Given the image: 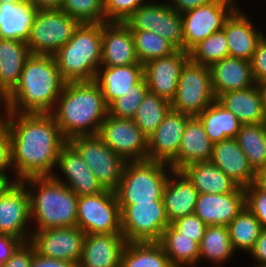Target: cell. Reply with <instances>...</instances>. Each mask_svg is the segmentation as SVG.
I'll return each instance as SVG.
<instances>
[{
    "instance_id": "1",
    "label": "cell",
    "mask_w": 266,
    "mask_h": 267,
    "mask_svg": "<svg viewBox=\"0 0 266 267\" xmlns=\"http://www.w3.org/2000/svg\"><path fill=\"white\" fill-rule=\"evenodd\" d=\"M5 121L16 181L52 176L60 149L67 141L51 113L7 112Z\"/></svg>"
},
{
    "instance_id": "2",
    "label": "cell",
    "mask_w": 266,
    "mask_h": 267,
    "mask_svg": "<svg viewBox=\"0 0 266 267\" xmlns=\"http://www.w3.org/2000/svg\"><path fill=\"white\" fill-rule=\"evenodd\" d=\"M65 83L53 55L31 54L19 84L6 97L7 112L51 113Z\"/></svg>"
},
{
    "instance_id": "3",
    "label": "cell",
    "mask_w": 266,
    "mask_h": 267,
    "mask_svg": "<svg viewBox=\"0 0 266 267\" xmlns=\"http://www.w3.org/2000/svg\"><path fill=\"white\" fill-rule=\"evenodd\" d=\"M107 114L108 106L94 81L66 82L51 112L66 141L98 134Z\"/></svg>"
},
{
    "instance_id": "4",
    "label": "cell",
    "mask_w": 266,
    "mask_h": 267,
    "mask_svg": "<svg viewBox=\"0 0 266 267\" xmlns=\"http://www.w3.org/2000/svg\"><path fill=\"white\" fill-rule=\"evenodd\" d=\"M30 195L32 230L77 226L78 196L52 176L22 180ZM36 226V228H33Z\"/></svg>"
},
{
    "instance_id": "5",
    "label": "cell",
    "mask_w": 266,
    "mask_h": 267,
    "mask_svg": "<svg viewBox=\"0 0 266 267\" xmlns=\"http://www.w3.org/2000/svg\"><path fill=\"white\" fill-rule=\"evenodd\" d=\"M53 56L66 82L94 81L102 61V23L79 24Z\"/></svg>"
},
{
    "instance_id": "6",
    "label": "cell",
    "mask_w": 266,
    "mask_h": 267,
    "mask_svg": "<svg viewBox=\"0 0 266 267\" xmlns=\"http://www.w3.org/2000/svg\"><path fill=\"white\" fill-rule=\"evenodd\" d=\"M173 169L159 161H126L115 193L119 206L163 200V190Z\"/></svg>"
},
{
    "instance_id": "7",
    "label": "cell",
    "mask_w": 266,
    "mask_h": 267,
    "mask_svg": "<svg viewBox=\"0 0 266 267\" xmlns=\"http://www.w3.org/2000/svg\"><path fill=\"white\" fill-rule=\"evenodd\" d=\"M215 100L210 68L189 59L181 69L171 109L191 117L198 116Z\"/></svg>"
},
{
    "instance_id": "8",
    "label": "cell",
    "mask_w": 266,
    "mask_h": 267,
    "mask_svg": "<svg viewBox=\"0 0 266 267\" xmlns=\"http://www.w3.org/2000/svg\"><path fill=\"white\" fill-rule=\"evenodd\" d=\"M79 23L61 9L38 10L26 44L32 55H54Z\"/></svg>"
},
{
    "instance_id": "9",
    "label": "cell",
    "mask_w": 266,
    "mask_h": 267,
    "mask_svg": "<svg viewBox=\"0 0 266 267\" xmlns=\"http://www.w3.org/2000/svg\"><path fill=\"white\" fill-rule=\"evenodd\" d=\"M77 226L85 234H122L116 193L104 190L80 196L77 201Z\"/></svg>"
},
{
    "instance_id": "10",
    "label": "cell",
    "mask_w": 266,
    "mask_h": 267,
    "mask_svg": "<svg viewBox=\"0 0 266 267\" xmlns=\"http://www.w3.org/2000/svg\"><path fill=\"white\" fill-rule=\"evenodd\" d=\"M81 155L104 190L116 191L126 161L96 135L78 136L68 141Z\"/></svg>"
},
{
    "instance_id": "11",
    "label": "cell",
    "mask_w": 266,
    "mask_h": 267,
    "mask_svg": "<svg viewBox=\"0 0 266 267\" xmlns=\"http://www.w3.org/2000/svg\"><path fill=\"white\" fill-rule=\"evenodd\" d=\"M120 213L126 242L159 241L170 225L163 200L120 206Z\"/></svg>"
},
{
    "instance_id": "12",
    "label": "cell",
    "mask_w": 266,
    "mask_h": 267,
    "mask_svg": "<svg viewBox=\"0 0 266 267\" xmlns=\"http://www.w3.org/2000/svg\"><path fill=\"white\" fill-rule=\"evenodd\" d=\"M237 0H212L204 5L181 13L183 50L189 52L195 45L216 31L239 7Z\"/></svg>"
},
{
    "instance_id": "13",
    "label": "cell",
    "mask_w": 266,
    "mask_h": 267,
    "mask_svg": "<svg viewBox=\"0 0 266 267\" xmlns=\"http://www.w3.org/2000/svg\"><path fill=\"white\" fill-rule=\"evenodd\" d=\"M123 23L130 30L154 32L169 41L177 50H183L181 13L166 1H151L137 8Z\"/></svg>"
},
{
    "instance_id": "14",
    "label": "cell",
    "mask_w": 266,
    "mask_h": 267,
    "mask_svg": "<svg viewBox=\"0 0 266 267\" xmlns=\"http://www.w3.org/2000/svg\"><path fill=\"white\" fill-rule=\"evenodd\" d=\"M30 195L22 181L0 185V234L10 235L23 243L32 235Z\"/></svg>"
},
{
    "instance_id": "15",
    "label": "cell",
    "mask_w": 266,
    "mask_h": 267,
    "mask_svg": "<svg viewBox=\"0 0 266 267\" xmlns=\"http://www.w3.org/2000/svg\"><path fill=\"white\" fill-rule=\"evenodd\" d=\"M97 135L125 161L147 160L148 137L132 119L115 118L107 114Z\"/></svg>"
},
{
    "instance_id": "16",
    "label": "cell",
    "mask_w": 266,
    "mask_h": 267,
    "mask_svg": "<svg viewBox=\"0 0 266 267\" xmlns=\"http://www.w3.org/2000/svg\"><path fill=\"white\" fill-rule=\"evenodd\" d=\"M85 235L78 226L32 230L29 242L44 257L72 262L78 266Z\"/></svg>"
},
{
    "instance_id": "17",
    "label": "cell",
    "mask_w": 266,
    "mask_h": 267,
    "mask_svg": "<svg viewBox=\"0 0 266 267\" xmlns=\"http://www.w3.org/2000/svg\"><path fill=\"white\" fill-rule=\"evenodd\" d=\"M56 169H60L64 177ZM55 171L52 177L68 186L78 197L104 191L81 155L68 141L60 149Z\"/></svg>"
},
{
    "instance_id": "18",
    "label": "cell",
    "mask_w": 266,
    "mask_h": 267,
    "mask_svg": "<svg viewBox=\"0 0 266 267\" xmlns=\"http://www.w3.org/2000/svg\"><path fill=\"white\" fill-rule=\"evenodd\" d=\"M189 60V52L176 50L171 55L145 63L144 78L150 92L172 101L176 95L181 69Z\"/></svg>"
},
{
    "instance_id": "19",
    "label": "cell",
    "mask_w": 266,
    "mask_h": 267,
    "mask_svg": "<svg viewBox=\"0 0 266 267\" xmlns=\"http://www.w3.org/2000/svg\"><path fill=\"white\" fill-rule=\"evenodd\" d=\"M190 115L173 109L148 137L147 160L170 164L176 157Z\"/></svg>"
},
{
    "instance_id": "20",
    "label": "cell",
    "mask_w": 266,
    "mask_h": 267,
    "mask_svg": "<svg viewBox=\"0 0 266 267\" xmlns=\"http://www.w3.org/2000/svg\"><path fill=\"white\" fill-rule=\"evenodd\" d=\"M245 207V190L239 186L225 194H199L194 214L207 226H228Z\"/></svg>"
},
{
    "instance_id": "21",
    "label": "cell",
    "mask_w": 266,
    "mask_h": 267,
    "mask_svg": "<svg viewBox=\"0 0 266 267\" xmlns=\"http://www.w3.org/2000/svg\"><path fill=\"white\" fill-rule=\"evenodd\" d=\"M141 64L131 30L123 22L102 23L101 67Z\"/></svg>"
},
{
    "instance_id": "22",
    "label": "cell",
    "mask_w": 266,
    "mask_h": 267,
    "mask_svg": "<svg viewBox=\"0 0 266 267\" xmlns=\"http://www.w3.org/2000/svg\"><path fill=\"white\" fill-rule=\"evenodd\" d=\"M126 243L123 234H86L77 267H120Z\"/></svg>"
},
{
    "instance_id": "23",
    "label": "cell",
    "mask_w": 266,
    "mask_h": 267,
    "mask_svg": "<svg viewBox=\"0 0 266 267\" xmlns=\"http://www.w3.org/2000/svg\"><path fill=\"white\" fill-rule=\"evenodd\" d=\"M248 16L238 7L225 22L223 30L229 55L251 61L256 46L265 33L259 31Z\"/></svg>"
},
{
    "instance_id": "24",
    "label": "cell",
    "mask_w": 266,
    "mask_h": 267,
    "mask_svg": "<svg viewBox=\"0 0 266 267\" xmlns=\"http://www.w3.org/2000/svg\"><path fill=\"white\" fill-rule=\"evenodd\" d=\"M210 162L241 187L245 188L256 182L257 173L249 165L248 158L235 138L214 143Z\"/></svg>"
},
{
    "instance_id": "25",
    "label": "cell",
    "mask_w": 266,
    "mask_h": 267,
    "mask_svg": "<svg viewBox=\"0 0 266 267\" xmlns=\"http://www.w3.org/2000/svg\"><path fill=\"white\" fill-rule=\"evenodd\" d=\"M212 91L217 98L229 91L243 90L255 85L251 62L236 57H225L210 67Z\"/></svg>"
},
{
    "instance_id": "26",
    "label": "cell",
    "mask_w": 266,
    "mask_h": 267,
    "mask_svg": "<svg viewBox=\"0 0 266 267\" xmlns=\"http://www.w3.org/2000/svg\"><path fill=\"white\" fill-rule=\"evenodd\" d=\"M199 193L187 176L172 170L163 190V203L169 223L194 213Z\"/></svg>"
},
{
    "instance_id": "27",
    "label": "cell",
    "mask_w": 266,
    "mask_h": 267,
    "mask_svg": "<svg viewBox=\"0 0 266 267\" xmlns=\"http://www.w3.org/2000/svg\"><path fill=\"white\" fill-rule=\"evenodd\" d=\"M212 149L213 143L204 131L201 121L192 116L186 122L177 157L169 165L173 170L181 171L191 163L208 162Z\"/></svg>"
},
{
    "instance_id": "28",
    "label": "cell",
    "mask_w": 266,
    "mask_h": 267,
    "mask_svg": "<svg viewBox=\"0 0 266 267\" xmlns=\"http://www.w3.org/2000/svg\"><path fill=\"white\" fill-rule=\"evenodd\" d=\"M216 100L231 111L241 124L265 123L262 92L258 84L220 94Z\"/></svg>"
},
{
    "instance_id": "29",
    "label": "cell",
    "mask_w": 266,
    "mask_h": 267,
    "mask_svg": "<svg viewBox=\"0 0 266 267\" xmlns=\"http://www.w3.org/2000/svg\"><path fill=\"white\" fill-rule=\"evenodd\" d=\"M144 78L143 64L118 67H100L94 82L102 91L105 104L109 106L114 100L131 90V87Z\"/></svg>"
},
{
    "instance_id": "30",
    "label": "cell",
    "mask_w": 266,
    "mask_h": 267,
    "mask_svg": "<svg viewBox=\"0 0 266 267\" xmlns=\"http://www.w3.org/2000/svg\"><path fill=\"white\" fill-rule=\"evenodd\" d=\"M31 52L25 41L0 38V92L7 97L19 84Z\"/></svg>"
},
{
    "instance_id": "31",
    "label": "cell",
    "mask_w": 266,
    "mask_h": 267,
    "mask_svg": "<svg viewBox=\"0 0 266 267\" xmlns=\"http://www.w3.org/2000/svg\"><path fill=\"white\" fill-rule=\"evenodd\" d=\"M37 12L30 0L0 3V38L27 42Z\"/></svg>"
},
{
    "instance_id": "32",
    "label": "cell",
    "mask_w": 266,
    "mask_h": 267,
    "mask_svg": "<svg viewBox=\"0 0 266 267\" xmlns=\"http://www.w3.org/2000/svg\"><path fill=\"white\" fill-rule=\"evenodd\" d=\"M199 194H225L234 192L239 185L216 165L208 162L191 163L181 170Z\"/></svg>"
},
{
    "instance_id": "33",
    "label": "cell",
    "mask_w": 266,
    "mask_h": 267,
    "mask_svg": "<svg viewBox=\"0 0 266 267\" xmlns=\"http://www.w3.org/2000/svg\"><path fill=\"white\" fill-rule=\"evenodd\" d=\"M196 117L201 121L204 131L213 144L235 138L241 126L237 117L217 100Z\"/></svg>"
},
{
    "instance_id": "34",
    "label": "cell",
    "mask_w": 266,
    "mask_h": 267,
    "mask_svg": "<svg viewBox=\"0 0 266 267\" xmlns=\"http://www.w3.org/2000/svg\"><path fill=\"white\" fill-rule=\"evenodd\" d=\"M199 246V263H212L211 267H222L235 254L228 226H207Z\"/></svg>"
},
{
    "instance_id": "35",
    "label": "cell",
    "mask_w": 266,
    "mask_h": 267,
    "mask_svg": "<svg viewBox=\"0 0 266 267\" xmlns=\"http://www.w3.org/2000/svg\"><path fill=\"white\" fill-rule=\"evenodd\" d=\"M158 242L174 267L198 266L199 243L181 236L171 225L164 230Z\"/></svg>"
},
{
    "instance_id": "36",
    "label": "cell",
    "mask_w": 266,
    "mask_h": 267,
    "mask_svg": "<svg viewBox=\"0 0 266 267\" xmlns=\"http://www.w3.org/2000/svg\"><path fill=\"white\" fill-rule=\"evenodd\" d=\"M120 267H174L158 241L127 242Z\"/></svg>"
},
{
    "instance_id": "37",
    "label": "cell",
    "mask_w": 266,
    "mask_h": 267,
    "mask_svg": "<svg viewBox=\"0 0 266 267\" xmlns=\"http://www.w3.org/2000/svg\"><path fill=\"white\" fill-rule=\"evenodd\" d=\"M235 139L256 173L266 167V122L241 124Z\"/></svg>"
},
{
    "instance_id": "38",
    "label": "cell",
    "mask_w": 266,
    "mask_h": 267,
    "mask_svg": "<svg viewBox=\"0 0 266 267\" xmlns=\"http://www.w3.org/2000/svg\"><path fill=\"white\" fill-rule=\"evenodd\" d=\"M229 236L233 250L249 253L260 235L262 226L256 216L245 206L228 224Z\"/></svg>"
},
{
    "instance_id": "39",
    "label": "cell",
    "mask_w": 266,
    "mask_h": 267,
    "mask_svg": "<svg viewBox=\"0 0 266 267\" xmlns=\"http://www.w3.org/2000/svg\"><path fill=\"white\" fill-rule=\"evenodd\" d=\"M170 109V101L148 91L132 120L149 137L161 124Z\"/></svg>"
},
{
    "instance_id": "40",
    "label": "cell",
    "mask_w": 266,
    "mask_h": 267,
    "mask_svg": "<svg viewBox=\"0 0 266 267\" xmlns=\"http://www.w3.org/2000/svg\"><path fill=\"white\" fill-rule=\"evenodd\" d=\"M136 54L141 64L155 58H162L174 53L177 49L160 35L143 30H131Z\"/></svg>"
},
{
    "instance_id": "41",
    "label": "cell",
    "mask_w": 266,
    "mask_h": 267,
    "mask_svg": "<svg viewBox=\"0 0 266 267\" xmlns=\"http://www.w3.org/2000/svg\"><path fill=\"white\" fill-rule=\"evenodd\" d=\"M229 55L224 30L216 31L189 51V59L197 64L210 67Z\"/></svg>"
},
{
    "instance_id": "42",
    "label": "cell",
    "mask_w": 266,
    "mask_h": 267,
    "mask_svg": "<svg viewBox=\"0 0 266 267\" xmlns=\"http://www.w3.org/2000/svg\"><path fill=\"white\" fill-rule=\"evenodd\" d=\"M148 91V85L143 78L108 106V114L115 118L132 119Z\"/></svg>"
},
{
    "instance_id": "43",
    "label": "cell",
    "mask_w": 266,
    "mask_h": 267,
    "mask_svg": "<svg viewBox=\"0 0 266 267\" xmlns=\"http://www.w3.org/2000/svg\"><path fill=\"white\" fill-rule=\"evenodd\" d=\"M60 9L79 24L105 22L103 0H64Z\"/></svg>"
},
{
    "instance_id": "44",
    "label": "cell",
    "mask_w": 266,
    "mask_h": 267,
    "mask_svg": "<svg viewBox=\"0 0 266 267\" xmlns=\"http://www.w3.org/2000/svg\"><path fill=\"white\" fill-rule=\"evenodd\" d=\"M149 0H103L105 22H123Z\"/></svg>"
},
{
    "instance_id": "45",
    "label": "cell",
    "mask_w": 266,
    "mask_h": 267,
    "mask_svg": "<svg viewBox=\"0 0 266 267\" xmlns=\"http://www.w3.org/2000/svg\"><path fill=\"white\" fill-rule=\"evenodd\" d=\"M244 190L245 206L256 216L262 228H266V189L254 182Z\"/></svg>"
},
{
    "instance_id": "46",
    "label": "cell",
    "mask_w": 266,
    "mask_h": 267,
    "mask_svg": "<svg viewBox=\"0 0 266 267\" xmlns=\"http://www.w3.org/2000/svg\"><path fill=\"white\" fill-rule=\"evenodd\" d=\"M12 171L11 142L6 121L0 125V185L16 182V178H10ZM8 172V174H7ZM9 175V176H8Z\"/></svg>"
},
{
    "instance_id": "47",
    "label": "cell",
    "mask_w": 266,
    "mask_h": 267,
    "mask_svg": "<svg viewBox=\"0 0 266 267\" xmlns=\"http://www.w3.org/2000/svg\"><path fill=\"white\" fill-rule=\"evenodd\" d=\"M170 225L181 234L200 244L207 225L196 215L190 214L178 218L171 222Z\"/></svg>"
},
{
    "instance_id": "48",
    "label": "cell",
    "mask_w": 266,
    "mask_h": 267,
    "mask_svg": "<svg viewBox=\"0 0 266 267\" xmlns=\"http://www.w3.org/2000/svg\"><path fill=\"white\" fill-rule=\"evenodd\" d=\"M251 69L254 81L259 84L266 81V35L259 40L251 59Z\"/></svg>"
},
{
    "instance_id": "49",
    "label": "cell",
    "mask_w": 266,
    "mask_h": 267,
    "mask_svg": "<svg viewBox=\"0 0 266 267\" xmlns=\"http://www.w3.org/2000/svg\"><path fill=\"white\" fill-rule=\"evenodd\" d=\"M35 248L30 242L22 243L2 267H31Z\"/></svg>"
},
{
    "instance_id": "50",
    "label": "cell",
    "mask_w": 266,
    "mask_h": 267,
    "mask_svg": "<svg viewBox=\"0 0 266 267\" xmlns=\"http://www.w3.org/2000/svg\"><path fill=\"white\" fill-rule=\"evenodd\" d=\"M23 242L10 235L0 234V267L3 266L10 256Z\"/></svg>"
},
{
    "instance_id": "51",
    "label": "cell",
    "mask_w": 266,
    "mask_h": 267,
    "mask_svg": "<svg viewBox=\"0 0 266 267\" xmlns=\"http://www.w3.org/2000/svg\"><path fill=\"white\" fill-rule=\"evenodd\" d=\"M248 254L253 258L255 265L266 266V228H262L255 246Z\"/></svg>"
},
{
    "instance_id": "52",
    "label": "cell",
    "mask_w": 266,
    "mask_h": 267,
    "mask_svg": "<svg viewBox=\"0 0 266 267\" xmlns=\"http://www.w3.org/2000/svg\"><path fill=\"white\" fill-rule=\"evenodd\" d=\"M31 267H77V266L72 262L44 257L35 251V253L33 254Z\"/></svg>"
},
{
    "instance_id": "53",
    "label": "cell",
    "mask_w": 266,
    "mask_h": 267,
    "mask_svg": "<svg viewBox=\"0 0 266 267\" xmlns=\"http://www.w3.org/2000/svg\"><path fill=\"white\" fill-rule=\"evenodd\" d=\"M166 3L175 9L178 13H184L186 11L196 9L197 7L204 5L212 0H165Z\"/></svg>"
},
{
    "instance_id": "54",
    "label": "cell",
    "mask_w": 266,
    "mask_h": 267,
    "mask_svg": "<svg viewBox=\"0 0 266 267\" xmlns=\"http://www.w3.org/2000/svg\"><path fill=\"white\" fill-rule=\"evenodd\" d=\"M38 10L60 9L64 0H30Z\"/></svg>"
},
{
    "instance_id": "55",
    "label": "cell",
    "mask_w": 266,
    "mask_h": 267,
    "mask_svg": "<svg viewBox=\"0 0 266 267\" xmlns=\"http://www.w3.org/2000/svg\"><path fill=\"white\" fill-rule=\"evenodd\" d=\"M3 107V108H2ZM4 109V110H1ZM0 125L5 121L6 114H7V103H6V97L0 92Z\"/></svg>"
},
{
    "instance_id": "56",
    "label": "cell",
    "mask_w": 266,
    "mask_h": 267,
    "mask_svg": "<svg viewBox=\"0 0 266 267\" xmlns=\"http://www.w3.org/2000/svg\"><path fill=\"white\" fill-rule=\"evenodd\" d=\"M256 183L262 188L266 189V167L257 173Z\"/></svg>"
},
{
    "instance_id": "57",
    "label": "cell",
    "mask_w": 266,
    "mask_h": 267,
    "mask_svg": "<svg viewBox=\"0 0 266 267\" xmlns=\"http://www.w3.org/2000/svg\"><path fill=\"white\" fill-rule=\"evenodd\" d=\"M260 87V90L262 92V97H263V109L266 117V81H263L258 84Z\"/></svg>"
},
{
    "instance_id": "58",
    "label": "cell",
    "mask_w": 266,
    "mask_h": 267,
    "mask_svg": "<svg viewBox=\"0 0 266 267\" xmlns=\"http://www.w3.org/2000/svg\"><path fill=\"white\" fill-rule=\"evenodd\" d=\"M26 1L28 0H0V3L8 2V3H13V4H19L22 2H26Z\"/></svg>"
},
{
    "instance_id": "59",
    "label": "cell",
    "mask_w": 266,
    "mask_h": 267,
    "mask_svg": "<svg viewBox=\"0 0 266 267\" xmlns=\"http://www.w3.org/2000/svg\"><path fill=\"white\" fill-rule=\"evenodd\" d=\"M254 267H266L265 265H256L254 264Z\"/></svg>"
}]
</instances>
